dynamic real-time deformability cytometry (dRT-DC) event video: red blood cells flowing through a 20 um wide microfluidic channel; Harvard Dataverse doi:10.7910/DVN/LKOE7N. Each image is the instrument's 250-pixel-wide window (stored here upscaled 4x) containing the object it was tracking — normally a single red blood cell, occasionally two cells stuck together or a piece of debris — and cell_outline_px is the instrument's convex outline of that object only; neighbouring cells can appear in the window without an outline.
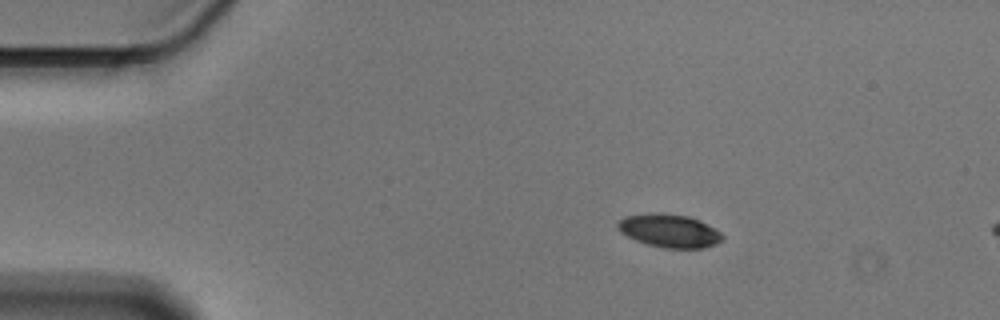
{"species": "Egyptian fruit bat (a non-hibernating species)", "species_latin": "Rousettus aegyptiacus", "temperature_condition": "cold", "stored_images_in_passage": 15, "camera_frame_rate_fps": 3000, "um_per_image_px": 0.085, "animal": {"sex": "male"}, "frame": {"image": 1, "passage_image": 9, "time_ms": 2.667, "image_size_px": [1000, 320], "cell_outline_px": [[724, 240], [716, 244], [704, 248], [664, 248], [648, 244], [636, 240], [620, 232], [616, 224], [624, 216], [648, 212], [656, 212], [688, 216], [700, 220], [720, 232], [724, 236]], "centroid_in_image_um": [56.9, 19.6], "position_along_channel_um": 28.1, "area_um2": 20.4}}